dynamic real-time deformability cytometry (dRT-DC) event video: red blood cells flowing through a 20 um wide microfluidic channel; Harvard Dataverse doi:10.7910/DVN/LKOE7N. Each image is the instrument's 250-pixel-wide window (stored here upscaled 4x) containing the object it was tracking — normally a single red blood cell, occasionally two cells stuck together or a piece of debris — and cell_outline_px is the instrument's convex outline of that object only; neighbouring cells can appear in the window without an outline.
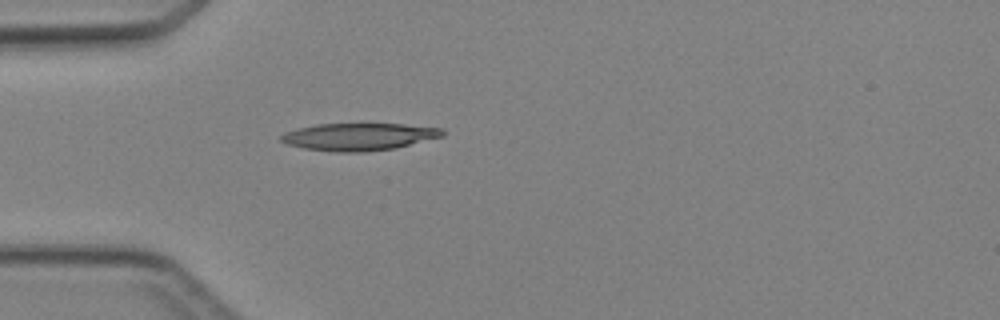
{"species": "Egyptian fruit bat (a non-hibernating species)", "species_latin": "Rousettus aegyptiacus", "temperature_condition": "cold", "stored_images_in_passage": 4, "camera_frame_rate_fps": 3000, "um_per_image_px": 0.085, "animal": {"sex": "female"}, "frame": {"image": 1, "passage_image": 4, "time_ms": 4.333, "image_size_px": [1000, 320], "cell_outline_px": [[444, 136], [396, 148], [364, 152], [336, 152], [304, 148], [288, 144], [280, 140], [280, 136], [284, 132], [316, 124], [404, 124], [444, 128]], "centroid_in_image_um": [30.54, 11.62], "position_along_channel_um": 54.5, "area_um2": 25.72}}